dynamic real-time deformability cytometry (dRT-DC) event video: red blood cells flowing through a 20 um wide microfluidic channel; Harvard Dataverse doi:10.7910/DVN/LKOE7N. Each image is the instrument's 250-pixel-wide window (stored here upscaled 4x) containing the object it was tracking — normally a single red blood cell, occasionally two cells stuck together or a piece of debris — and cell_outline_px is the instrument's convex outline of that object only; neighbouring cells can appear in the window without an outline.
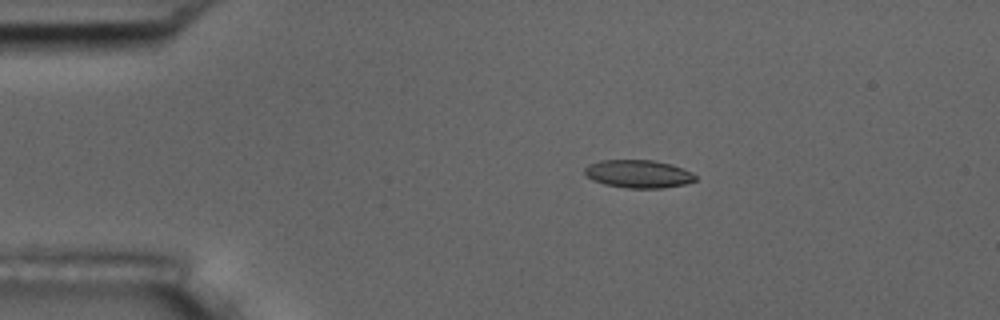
{"species": "common noctule bat (a hibernating species)", "species_latin": "Nyctalus noctula", "temperature_condition": "room temperature", "stored_images_in_passage": 5, "camera_frame_rate_fps": 3000, "um_per_image_px": 0.085, "animal": {"sex": "male", "body_mass_g": 17.5, "forearm_length_mm": 52.3}, "frame": {"image": 1, "passage_image": 3, "time_ms": 2.333, "image_size_px": [1000, 320], "cell_outline_px": [[696, 180], [684, 184], [660, 188], [628, 188], [604, 184], [592, 180], [584, 172], [584, 168], [588, 164], [600, 160], [652, 160], [672, 164], [692, 172], [696, 176]], "centroid_in_image_um": [54.25, 14.77], "position_along_channel_um": 30.8, "area_um2": 18.03}}
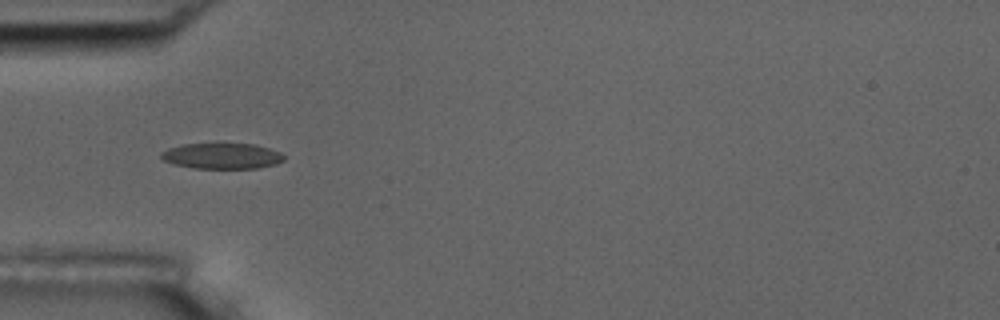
{"frame": {"image": 2, "passage_image": 5, "time_ms": 4.667, "image_size_px": [1000, 320], "cell_outline_px": [[284, 160], [276, 164], [256, 168], [192, 168], [176, 164], [164, 160], [160, 156], [160, 152], [168, 148], [180, 144], [252, 144], [268, 148], [280, 152], [284, 156]], "centroid_in_image_um": [18.85, 13.25], "position_along_channel_um": 66.2, "area_um2": 18.26}}